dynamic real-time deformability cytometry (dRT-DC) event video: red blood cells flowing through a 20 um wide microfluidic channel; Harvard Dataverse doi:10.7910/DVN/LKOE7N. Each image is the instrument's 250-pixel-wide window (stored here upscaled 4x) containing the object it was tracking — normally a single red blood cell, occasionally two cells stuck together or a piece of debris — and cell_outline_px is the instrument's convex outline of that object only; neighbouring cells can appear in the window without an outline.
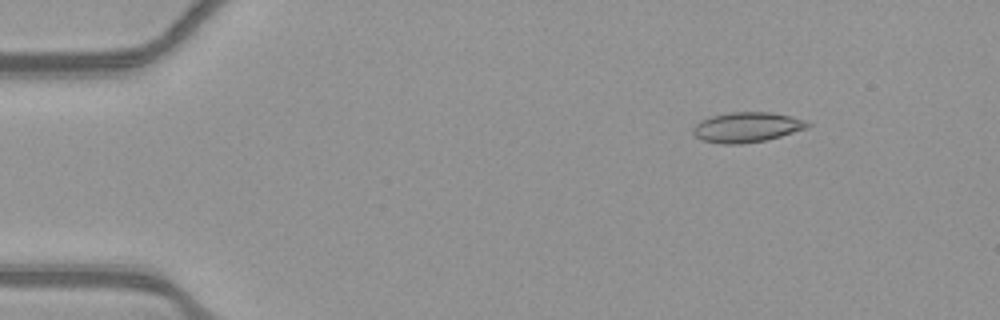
{"species": "common noctule bat (a hibernating species)", "species_latin": "Nyctalus noctula", "temperature_condition": "warm", "stored_images_in_passage": 53, "camera_frame_rate_fps": 3000, "um_per_image_px": 0.085, "animal": {"sex": "female", "body_mass_g": 21.9}, "frame": {"image": 1, "passage_image": 7, "time_ms": 2.0, "image_size_px": [1000, 320], "cell_outline_px": [[812, 124], [808, 128], [780, 136], [764, 140], [740, 144], [720, 144], [700, 140], [692, 132], [692, 128], [700, 120], [712, 116], [728, 112], [768, 112], [808, 120]], "centroid_in_image_um": [63.47, 10.81], "position_along_channel_um": 21.5, "area_um2": 20.11}}
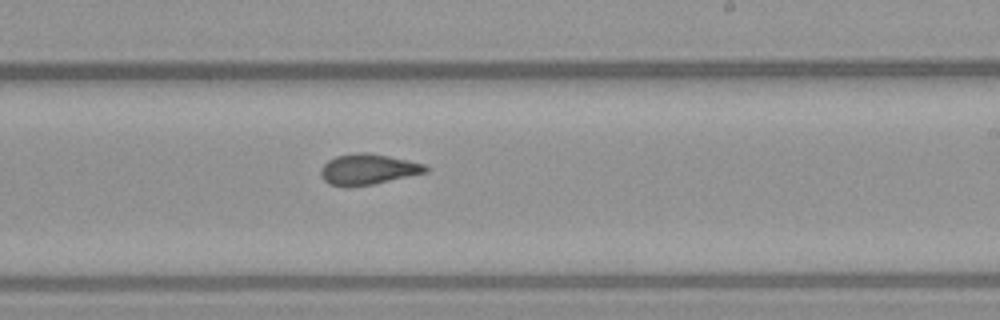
{"frame": {"image": 2, "passage_image": 32, "time_ms": 10.333, "image_size_px": [1000, 320], "cell_outline_px": [[428, 172], [372, 184], [328, 184], [320, 176], [320, 168], [328, 160], [336, 156], [356, 152], [364, 152], [388, 156], [408, 160], [424, 164], [428, 168]], "centroid_in_image_um": [31.28, 14.35], "position_along_channel_um": 257.7, "area_um2": 18.21}}
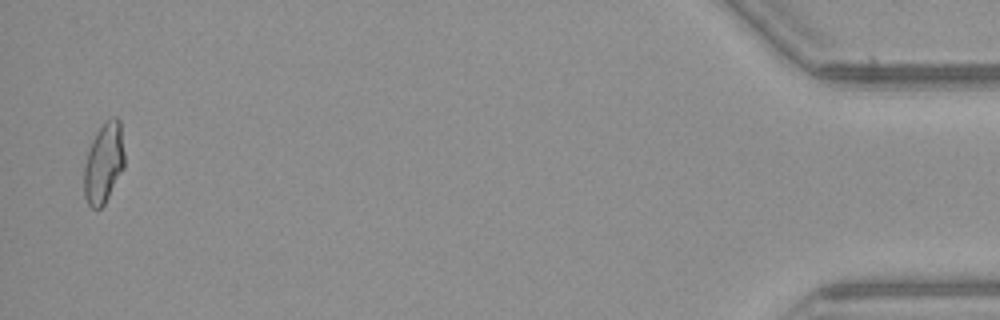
{"frame": {"image": 3, "passage_image": 52, "time_ms": 17.0, "image_size_px": [1000, 320], "cell_outline_px": [[124, 168], [104, 204], [100, 208], [92, 208], [88, 204], [84, 196], [84, 168], [88, 152], [92, 140], [96, 132], [104, 120], [112, 116], [116, 116], [120, 120], [124, 152]], "centroid_in_image_um": [8.83, 13.81], "position_along_channel_um": 426.4, "area_um2": 19.02}, "authors_computed_cell_mechanics": {"area_um2": 18.9584, "velocity_mm_per_s": 3.9, "shape_relaxation_time_tau1_ms": null, "shape_relaxation_time_tau2_ms": 1.972, "deformation_change_tau1": null, "deformation_change_tau2": 0.0913}}